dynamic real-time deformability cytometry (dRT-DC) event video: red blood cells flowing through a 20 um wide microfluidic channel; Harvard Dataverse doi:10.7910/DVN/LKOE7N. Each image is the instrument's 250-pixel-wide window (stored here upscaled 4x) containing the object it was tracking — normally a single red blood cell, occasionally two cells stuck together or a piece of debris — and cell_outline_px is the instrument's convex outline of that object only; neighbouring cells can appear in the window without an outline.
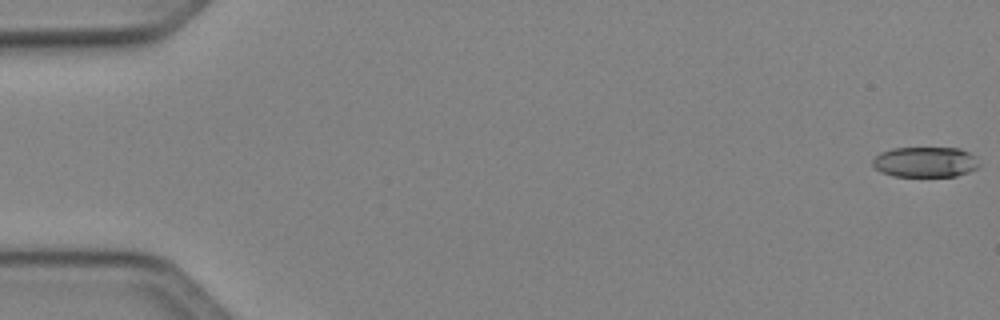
{"species": "Egyptian fruit bat (a non-hibernating species)", "species_latin": "Rousettus aegyptiacus", "temperature_condition": "cold", "stored_images_in_passage": 9, "camera_frame_rate_fps": 3000, "um_per_image_px": 0.085, "animal": {"sex": "female"}, "frame": {"image": 1, "passage_image": 1, "time_ms": 0.0, "image_size_px": [1000, 320], "cell_outline_px": [[980, 164], [976, 168], [968, 172], [956, 176], [892, 176], [880, 172], [872, 164], [872, 160], [880, 152], [892, 148], [960, 148], [976, 156]], "centroid_in_image_um": [78.64, 13.77], "position_along_channel_um": 6.4, "area_um2": 18.96}}